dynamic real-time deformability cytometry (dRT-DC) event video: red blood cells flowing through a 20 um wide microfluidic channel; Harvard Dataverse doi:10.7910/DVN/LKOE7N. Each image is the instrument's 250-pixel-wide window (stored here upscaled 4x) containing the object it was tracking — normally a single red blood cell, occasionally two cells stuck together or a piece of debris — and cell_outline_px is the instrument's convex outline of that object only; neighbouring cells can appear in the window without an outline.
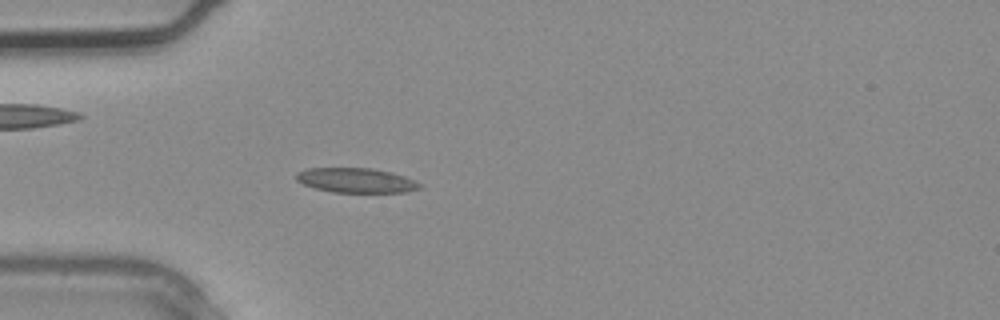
{"species": "common noctule bat (a hibernating species)", "species_latin": "Nyctalus noctula", "temperature_condition": "warm", "stored_images_in_passage": 3, "camera_frame_rate_fps": 3000, "um_per_image_px": 0.085, "animal": {"sex": "male", "body_mass_g": 20.4}, "frame": {"image": 1, "passage_image": 3, "time_ms": 0.667, "image_size_px": [1000, 320], "cell_outline_px": [[424, 188], [408, 192], [332, 192], [316, 188], [304, 184], [296, 180], [296, 172], [308, 168], [372, 168], [392, 172], [404, 176], [424, 184]], "centroid_in_image_um": [30.33, 15.33], "position_along_channel_um": 54.7, "area_um2": 17.92}}